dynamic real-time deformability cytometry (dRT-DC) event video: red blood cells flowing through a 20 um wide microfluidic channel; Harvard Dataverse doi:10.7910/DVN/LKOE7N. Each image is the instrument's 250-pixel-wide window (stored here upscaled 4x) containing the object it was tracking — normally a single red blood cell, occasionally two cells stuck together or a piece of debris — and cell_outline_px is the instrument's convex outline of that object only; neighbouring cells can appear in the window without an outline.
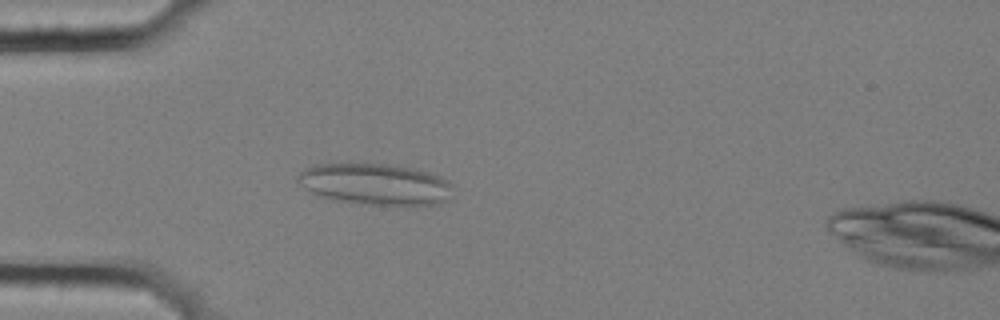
{"species": "common noctule bat (a hibernating species)", "species_latin": "Nyctalus noctula", "temperature_condition": "cold", "stored_images_in_passage": 55, "camera_frame_rate_fps": 3000, "um_per_image_px": 0.085, "animal": {"sex": "female", "body_mass_g": 25.1}, "frame": {"image": 1, "passage_image": 15, "time_ms": 4.667, "image_size_px": [1000, 320], "cell_outline_px": [[456, 188], [444, 200], [436, 204], [360, 204], [320, 196], [312, 192], [300, 184], [296, 180], [296, 176], [300, 172], [316, 164], [388, 164], [412, 168], [428, 172], [440, 176], [448, 180]], "centroid_in_image_um": [31.91, 15.64], "position_along_channel_um": 53.1, "area_um2": 36.88}}
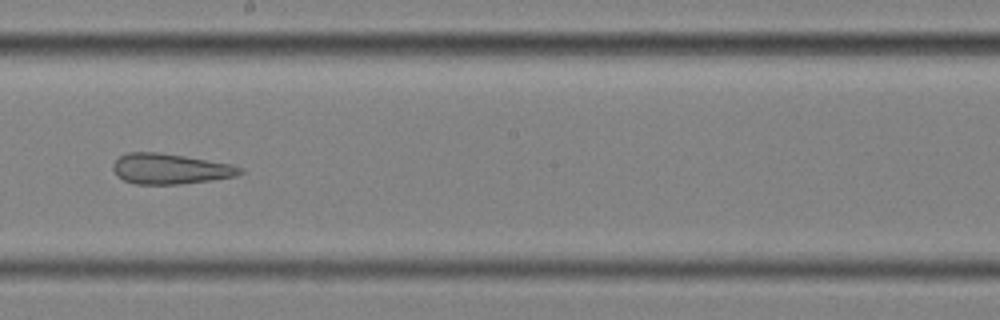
{"frame": {"image": 2, "passage_image": 31, "time_ms": 10.0, "image_size_px": [1000, 320], "cell_outline_px": [[244, 172], [236, 176], [212, 180], [180, 184], [136, 184], [124, 180], [116, 176], [112, 168], [112, 164], [120, 156], [128, 152], [160, 152], [232, 164], [244, 168]], "centroid_in_image_um": [14.47, 14.35], "position_along_channel_um": 233.7, "area_um2": 22.66}}
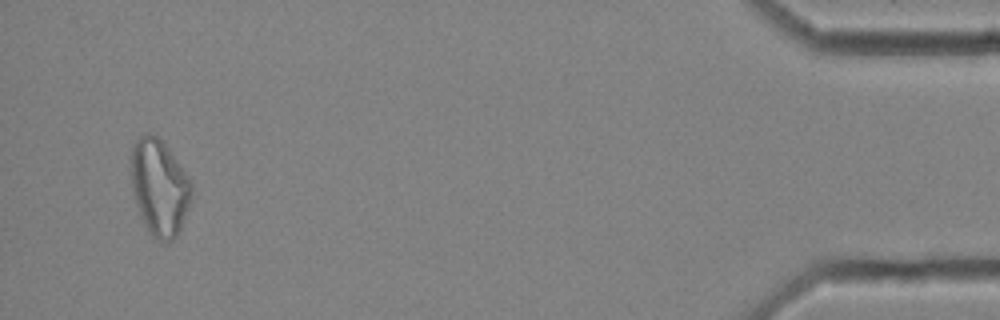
{"frame": {"image": 3, "passage_image": 53, "time_ms": 17.333, "image_size_px": [1000, 320], "cell_outline_px": [[192, 192], [188, 208], [180, 228], [176, 236], [172, 240], [160, 244], [148, 232], [136, 204], [132, 192], [132, 144], [140, 136], [148, 132], [156, 136], [168, 148], [192, 184]], "centroid_in_image_um": [13.54, 15.96], "position_along_channel_um": 421.7, "area_um2": 33.52}, "authors_computed_cell_mechanics": {"area_um2": 29.3046, "velocity_mm_per_s": 3.5757, "shape_relaxation_time_tau1_ms": null, "shape_relaxation_time_tau2_ms": 3.103, "deformation_change_tau1": null, "deformation_change_tau2": 0.153}}